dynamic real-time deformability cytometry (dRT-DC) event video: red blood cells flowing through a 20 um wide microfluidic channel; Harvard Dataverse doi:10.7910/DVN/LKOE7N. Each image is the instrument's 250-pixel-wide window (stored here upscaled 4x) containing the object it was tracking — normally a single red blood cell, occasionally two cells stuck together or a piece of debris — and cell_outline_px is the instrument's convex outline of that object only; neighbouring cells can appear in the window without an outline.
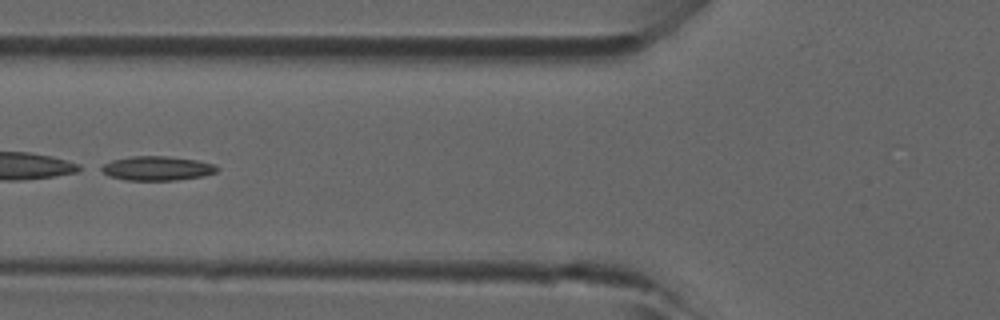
{"species": "common noctule bat (a hibernating species)", "species_latin": "Nyctalus noctula", "temperature_condition": "room temperature", "stored_images_in_passage": 7, "camera_frame_rate_fps": 3000, "um_per_image_px": 0.085, "animal": {"sex": "male", "forearm_length_mm": 52.5}, "frame": {"image": 1, "passage_image": 6, "time_ms": 1.667, "image_size_px": [1000, 320], "cell_outline_px": [[220, 168], [216, 172], [204, 176], [176, 180], [128, 180], [108, 176], [96, 168], [112, 160], [132, 156], [168, 156], [196, 160], [216, 164]], "centroid_in_image_um": [13.34, 14.3], "position_along_channel_um": 112.5, "area_um2": 16.53}}
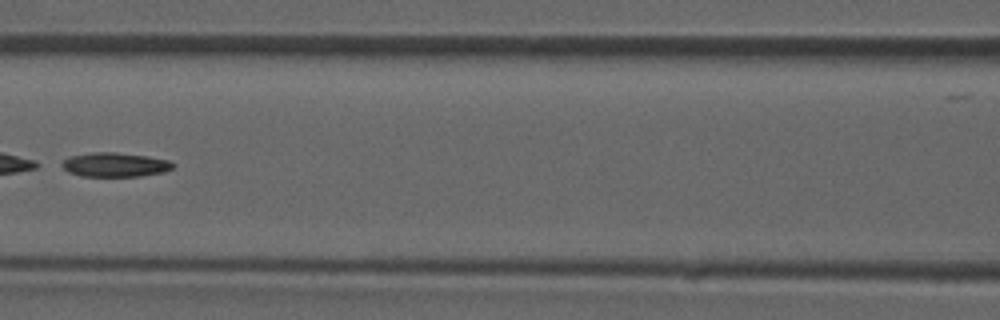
{"frame": {"image": 2, "passage_image": 7, "time_ms": 2.0, "image_size_px": [1000, 320], "cell_outline_px": [[176, 164], [172, 168], [164, 172], [140, 176], [80, 176], [68, 172], [56, 164], [68, 156], [92, 152], [116, 152], [148, 156], [168, 160]], "centroid_in_image_um": [9.7, 13.99], "position_along_channel_um": 156.9, "area_um2": 16.01}}